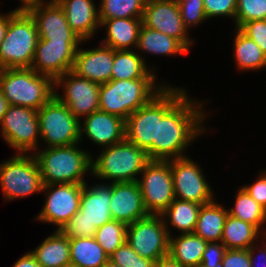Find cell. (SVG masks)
I'll return each mask as SVG.
<instances>
[{"mask_svg":"<svg viewBox=\"0 0 266 267\" xmlns=\"http://www.w3.org/2000/svg\"><path fill=\"white\" fill-rule=\"evenodd\" d=\"M63 8L70 28L85 43L100 28L99 8L94 0H56Z\"/></svg>","mask_w":266,"mask_h":267,"instance_id":"603a6c76","label":"cell"},{"mask_svg":"<svg viewBox=\"0 0 266 267\" xmlns=\"http://www.w3.org/2000/svg\"><path fill=\"white\" fill-rule=\"evenodd\" d=\"M82 42L50 41L38 38L31 69L55 80L71 71Z\"/></svg>","mask_w":266,"mask_h":267,"instance_id":"2e32d148","label":"cell"},{"mask_svg":"<svg viewBox=\"0 0 266 267\" xmlns=\"http://www.w3.org/2000/svg\"><path fill=\"white\" fill-rule=\"evenodd\" d=\"M38 38L36 23L25 9L9 11V25L0 45V69L30 68Z\"/></svg>","mask_w":266,"mask_h":267,"instance_id":"277c9868","label":"cell"},{"mask_svg":"<svg viewBox=\"0 0 266 267\" xmlns=\"http://www.w3.org/2000/svg\"><path fill=\"white\" fill-rule=\"evenodd\" d=\"M31 253L42 267H66L70 265L69 238L55 230Z\"/></svg>","mask_w":266,"mask_h":267,"instance_id":"484cf974","label":"cell"},{"mask_svg":"<svg viewBox=\"0 0 266 267\" xmlns=\"http://www.w3.org/2000/svg\"><path fill=\"white\" fill-rule=\"evenodd\" d=\"M0 89L10 105L38 111L54 97V80L31 68L0 69Z\"/></svg>","mask_w":266,"mask_h":267,"instance_id":"5b68a950","label":"cell"},{"mask_svg":"<svg viewBox=\"0 0 266 267\" xmlns=\"http://www.w3.org/2000/svg\"><path fill=\"white\" fill-rule=\"evenodd\" d=\"M111 182L83 184L80 211L88 221V231L95 237L97 228L112 220L110 213Z\"/></svg>","mask_w":266,"mask_h":267,"instance_id":"44dd1931","label":"cell"},{"mask_svg":"<svg viewBox=\"0 0 266 267\" xmlns=\"http://www.w3.org/2000/svg\"><path fill=\"white\" fill-rule=\"evenodd\" d=\"M140 175L137 182L145 210L152 215L162 214L175 199L171 160H150Z\"/></svg>","mask_w":266,"mask_h":267,"instance_id":"9c48e42d","label":"cell"},{"mask_svg":"<svg viewBox=\"0 0 266 267\" xmlns=\"http://www.w3.org/2000/svg\"><path fill=\"white\" fill-rule=\"evenodd\" d=\"M126 242L138 255L155 262L169 254V234L161 215L149 214L128 224Z\"/></svg>","mask_w":266,"mask_h":267,"instance_id":"8fae6325","label":"cell"},{"mask_svg":"<svg viewBox=\"0 0 266 267\" xmlns=\"http://www.w3.org/2000/svg\"><path fill=\"white\" fill-rule=\"evenodd\" d=\"M154 267H183V266L170 254H167L158 259L155 262Z\"/></svg>","mask_w":266,"mask_h":267,"instance_id":"c3c4849f","label":"cell"},{"mask_svg":"<svg viewBox=\"0 0 266 267\" xmlns=\"http://www.w3.org/2000/svg\"><path fill=\"white\" fill-rule=\"evenodd\" d=\"M82 188L83 184L43 185L41 192H47L46 198L42 210L40 214H37L35 220L54 224L57 227L56 230H61L71 217L79 211Z\"/></svg>","mask_w":266,"mask_h":267,"instance_id":"5bb4252c","label":"cell"},{"mask_svg":"<svg viewBox=\"0 0 266 267\" xmlns=\"http://www.w3.org/2000/svg\"><path fill=\"white\" fill-rule=\"evenodd\" d=\"M233 45L236 67L243 71H256L266 67V55L259 46L239 28H235Z\"/></svg>","mask_w":266,"mask_h":267,"instance_id":"d6a6232c","label":"cell"},{"mask_svg":"<svg viewBox=\"0 0 266 267\" xmlns=\"http://www.w3.org/2000/svg\"><path fill=\"white\" fill-rule=\"evenodd\" d=\"M80 143L46 147L37 150L34 156L38 162L43 185L48 184H85L87 172H92V155L81 150ZM79 146V147H78ZM86 174V175H85Z\"/></svg>","mask_w":266,"mask_h":267,"instance_id":"7a4b0ae2","label":"cell"},{"mask_svg":"<svg viewBox=\"0 0 266 267\" xmlns=\"http://www.w3.org/2000/svg\"><path fill=\"white\" fill-rule=\"evenodd\" d=\"M34 19L43 40L83 42L70 28L63 8L56 0L43 1L25 9Z\"/></svg>","mask_w":266,"mask_h":267,"instance_id":"e0dca14e","label":"cell"},{"mask_svg":"<svg viewBox=\"0 0 266 267\" xmlns=\"http://www.w3.org/2000/svg\"><path fill=\"white\" fill-rule=\"evenodd\" d=\"M142 24L178 39L188 50L195 43L188 37L177 0H146Z\"/></svg>","mask_w":266,"mask_h":267,"instance_id":"9a60e30c","label":"cell"},{"mask_svg":"<svg viewBox=\"0 0 266 267\" xmlns=\"http://www.w3.org/2000/svg\"><path fill=\"white\" fill-rule=\"evenodd\" d=\"M221 267H252L249 249H227Z\"/></svg>","mask_w":266,"mask_h":267,"instance_id":"ee69618b","label":"cell"},{"mask_svg":"<svg viewBox=\"0 0 266 267\" xmlns=\"http://www.w3.org/2000/svg\"><path fill=\"white\" fill-rule=\"evenodd\" d=\"M233 205L228 210L229 215L251 223L266 235V229L263 228V224H266V209L258 204L243 187L238 189Z\"/></svg>","mask_w":266,"mask_h":267,"instance_id":"836d02e7","label":"cell"},{"mask_svg":"<svg viewBox=\"0 0 266 267\" xmlns=\"http://www.w3.org/2000/svg\"><path fill=\"white\" fill-rule=\"evenodd\" d=\"M261 241H262V246H261V248L258 246L259 244H258V242L257 243H255V244H253L250 248H249V257H250V261H251V266L252 267H260V266H257V264H256V262H255V259H257L255 256H258L257 255V252L260 254V257L263 259V260H261L262 261V264H261V266L262 267H266V235H264L263 236V238L261 239ZM260 248V249H258L259 251H257V249L256 248ZM256 254V255H255ZM259 265V264H258Z\"/></svg>","mask_w":266,"mask_h":267,"instance_id":"bcb514c9","label":"cell"},{"mask_svg":"<svg viewBox=\"0 0 266 267\" xmlns=\"http://www.w3.org/2000/svg\"><path fill=\"white\" fill-rule=\"evenodd\" d=\"M40 140L46 147L69 146L80 142V122L55 96L37 111Z\"/></svg>","mask_w":266,"mask_h":267,"instance_id":"ba28073f","label":"cell"},{"mask_svg":"<svg viewBox=\"0 0 266 267\" xmlns=\"http://www.w3.org/2000/svg\"><path fill=\"white\" fill-rule=\"evenodd\" d=\"M157 79L111 80L100 85L99 110L126 120L133 112L148 104L166 86Z\"/></svg>","mask_w":266,"mask_h":267,"instance_id":"3957f363","label":"cell"},{"mask_svg":"<svg viewBox=\"0 0 266 267\" xmlns=\"http://www.w3.org/2000/svg\"><path fill=\"white\" fill-rule=\"evenodd\" d=\"M0 186L5 202L40 193L43 182L34 154L17 153L1 162Z\"/></svg>","mask_w":266,"mask_h":267,"instance_id":"52a82bcc","label":"cell"},{"mask_svg":"<svg viewBox=\"0 0 266 267\" xmlns=\"http://www.w3.org/2000/svg\"><path fill=\"white\" fill-rule=\"evenodd\" d=\"M187 92L168 84L158 94L157 142L146 150L150 160L185 157L190 144L209 131L203 123L208 117L202 107L204 102L190 99Z\"/></svg>","mask_w":266,"mask_h":267,"instance_id":"6da1fadb","label":"cell"},{"mask_svg":"<svg viewBox=\"0 0 266 267\" xmlns=\"http://www.w3.org/2000/svg\"><path fill=\"white\" fill-rule=\"evenodd\" d=\"M146 0H100L99 20L142 18Z\"/></svg>","mask_w":266,"mask_h":267,"instance_id":"e575fe53","label":"cell"},{"mask_svg":"<svg viewBox=\"0 0 266 267\" xmlns=\"http://www.w3.org/2000/svg\"><path fill=\"white\" fill-rule=\"evenodd\" d=\"M2 138L16 153L33 154L39 148L40 139L39 120L37 110L10 105L0 122Z\"/></svg>","mask_w":266,"mask_h":267,"instance_id":"30bf717a","label":"cell"},{"mask_svg":"<svg viewBox=\"0 0 266 267\" xmlns=\"http://www.w3.org/2000/svg\"><path fill=\"white\" fill-rule=\"evenodd\" d=\"M110 213L112 219L127 225L149 215L137 181L111 182Z\"/></svg>","mask_w":266,"mask_h":267,"instance_id":"d6986e66","label":"cell"},{"mask_svg":"<svg viewBox=\"0 0 266 267\" xmlns=\"http://www.w3.org/2000/svg\"><path fill=\"white\" fill-rule=\"evenodd\" d=\"M141 25L142 18L100 20V27H105L107 33L102 44L113 50H132L136 48Z\"/></svg>","mask_w":266,"mask_h":267,"instance_id":"cb8c5ba5","label":"cell"},{"mask_svg":"<svg viewBox=\"0 0 266 267\" xmlns=\"http://www.w3.org/2000/svg\"><path fill=\"white\" fill-rule=\"evenodd\" d=\"M227 248L221 242H208L202 254L201 264L206 267H221Z\"/></svg>","mask_w":266,"mask_h":267,"instance_id":"7bdbcfd3","label":"cell"},{"mask_svg":"<svg viewBox=\"0 0 266 267\" xmlns=\"http://www.w3.org/2000/svg\"><path fill=\"white\" fill-rule=\"evenodd\" d=\"M109 259L120 267H154L155 261L141 257L125 242Z\"/></svg>","mask_w":266,"mask_h":267,"instance_id":"74e56055","label":"cell"},{"mask_svg":"<svg viewBox=\"0 0 266 267\" xmlns=\"http://www.w3.org/2000/svg\"><path fill=\"white\" fill-rule=\"evenodd\" d=\"M98 158H92L91 174L97 179L114 182L137 181L145 165L150 161L146 151L126 138L109 147L102 148Z\"/></svg>","mask_w":266,"mask_h":267,"instance_id":"8992f818","label":"cell"},{"mask_svg":"<svg viewBox=\"0 0 266 267\" xmlns=\"http://www.w3.org/2000/svg\"><path fill=\"white\" fill-rule=\"evenodd\" d=\"M266 19V0H237L235 28L254 20Z\"/></svg>","mask_w":266,"mask_h":267,"instance_id":"8d00e7d4","label":"cell"},{"mask_svg":"<svg viewBox=\"0 0 266 267\" xmlns=\"http://www.w3.org/2000/svg\"><path fill=\"white\" fill-rule=\"evenodd\" d=\"M135 50L162 56H175L188 53L178 39L167 36L157 30L141 25Z\"/></svg>","mask_w":266,"mask_h":267,"instance_id":"4316f807","label":"cell"},{"mask_svg":"<svg viewBox=\"0 0 266 267\" xmlns=\"http://www.w3.org/2000/svg\"><path fill=\"white\" fill-rule=\"evenodd\" d=\"M177 2L182 21L188 31L189 28L206 21L203 0H177Z\"/></svg>","mask_w":266,"mask_h":267,"instance_id":"f35d334b","label":"cell"},{"mask_svg":"<svg viewBox=\"0 0 266 267\" xmlns=\"http://www.w3.org/2000/svg\"><path fill=\"white\" fill-rule=\"evenodd\" d=\"M212 201L201 205L194 233L207 242H221L228 209Z\"/></svg>","mask_w":266,"mask_h":267,"instance_id":"f1b7e54d","label":"cell"},{"mask_svg":"<svg viewBox=\"0 0 266 267\" xmlns=\"http://www.w3.org/2000/svg\"><path fill=\"white\" fill-rule=\"evenodd\" d=\"M69 244L70 265L74 267H102L109 260L95 237L69 238Z\"/></svg>","mask_w":266,"mask_h":267,"instance_id":"1f68e13d","label":"cell"},{"mask_svg":"<svg viewBox=\"0 0 266 267\" xmlns=\"http://www.w3.org/2000/svg\"><path fill=\"white\" fill-rule=\"evenodd\" d=\"M60 231L68 238L94 237L88 231V221L84 218L80 210L71 217Z\"/></svg>","mask_w":266,"mask_h":267,"instance_id":"60d3db41","label":"cell"},{"mask_svg":"<svg viewBox=\"0 0 266 267\" xmlns=\"http://www.w3.org/2000/svg\"><path fill=\"white\" fill-rule=\"evenodd\" d=\"M60 86L63 88V95L57 92ZM99 93V84L79 77L72 71L54 80V96L79 120L99 110Z\"/></svg>","mask_w":266,"mask_h":267,"instance_id":"7c38bea8","label":"cell"},{"mask_svg":"<svg viewBox=\"0 0 266 267\" xmlns=\"http://www.w3.org/2000/svg\"><path fill=\"white\" fill-rule=\"evenodd\" d=\"M239 29L251 38L266 55V19L244 23Z\"/></svg>","mask_w":266,"mask_h":267,"instance_id":"b9f144b4","label":"cell"},{"mask_svg":"<svg viewBox=\"0 0 266 267\" xmlns=\"http://www.w3.org/2000/svg\"><path fill=\"white\" fill-rule=\"evenodd\" d=\"M171 171L175 198L202 205L215 200L202 168L191 157L172 159Z\"/></svg>","mask_w":266,"mask_h":267,"instance_id":"4fadbf2b","label":"cell"},{"mask_svg":"<svg viewBox=\"0 0 266 267\" xmlns=\"http://www.w3.org/2000/svg\"><path fill=\"white\" fill-rule=\"evenodd\" d=\"M259 174L254 183L242 187L258 204L266 209V170L261 169Z\"/></svg>","mask_w":266,"mask_h":267,"instance_id":"f6af8a7d","label":"cell"},{"mask_svg":"<svg viewBox=\"0 0 266 267\" xmlns=\"http://www.w3.org/2000/svg\"><path fill=\"white\" fill-rule=\"evenodd\" d=\"M263 236L264 234L256 226L228 214L222 231L221 243L227 249H249L259 242L258 238L261 239Z\"/></svg>","mask_w":266,"mask_h":267,"instance_id":"f546056e","label":"cell"},{"mask_svg":"<svg viewBox=\"0 0 266 267\" xmlns=\"http://www.w3.org/2000/svg\"><path fill=\"white\" fill-rule=\"evenodd\" d=\"M22 5L18 7L19 9H26L28 6H31L33 4L41 3L44 0H20Z\"/></svg>","mask_w":266,"mask_h":267,"instance_id":"816d5d0a","label":"cell"},{"mask_svg":"<svg viewBox=\"0 0 266 267\" xmlns=\"http://www.w3.org/2000/svg\"><path fill=\"white\" fill-rule=\"evenodd\" d=\"M207 241L195 233L169 237V254L183 267H194L201 263Z\"/></svg>","mask_w":266,"mask_h":267,"instance_id":"4dcf8cb0","label":"cell"},{"mask_svg":"<svg viewBox=\"0 0 266 267\" xmlns=\"http://www.w3.org/2000/svg\"><path fill=\"white\" fill-rule=\"evenodd\" d=\"M158 95L125 120L126 139L146 151L157 142Z\"/></svg>","mask_w":266,"mask_h":267,"instance_id":"7402d4cb","label":"cell"},{"mask_svg":"<svg viewBox=\"0 0 266 267\" xmlns=\"http://www.w3.org/2000/svg\"><path fill=\"white\" fill-rule=\"evenodd\" d=\"M127 224L114 219L97 228L95 239L110 256L126 242Z\"/></svg>","mask_w":266,"mask_h":267,"instance_id":"d590c367","label":"cell"},{"mask_svg":"<svg viewBox=\"0 0 266 267\" xmlns=\"http://www.w3.org/2000/svg\"><path fill=\"white\" fill-rule=\"evenodd\" d=\"M80 122V142L82 136L103 148L114 145L126 138L125 120L117 115L97 110Z\"/></svg>","mask_w":266,"mask_h":267,"instance_id":"ac0fdd59","label":"cell"},{"mask_svg":"<svg viewBox=\"0 0 266 267\" xmlns=\"http://www.w3.org/2000/svg\"><path fill=\"white\" fill-rule=\"evenodd\" d=\"M9 106L10 104L8 100L6 99V97L4 96V94L0 89V122L4 114L7 112Z\"/></svg>","mask_w":266,"mask_h":267,"instance_id":"f907efd6","label":"cell"},{"mask_svg":"<svg viewBox=\"0 0 266 267\" xmlns=\"http://www.w3.org/2000/svg\"><path fill=\"white\" fill-rule=\"evenodd\" d=\"M194 267H206V266H204L203 264H198V265H196V266H194Z\"/></svg>","mask_w":266,"mask_h":267,"instance_id":"db71d44e","label":"cell"},{"mask_svg":"<svg viewBox=\"0 0 266 267\" xmlns=\"http://www.w3.org/2000/svg\"><path fill=\"white\" fill-rule=\"evenodd\" d=\"M142 57L133 49L114 50L111 80L157 79L153 68Z\"/></svg>","mask_w":266,"mask_h":267,"instance_id":"d4e9b609","label":"cell"},{"mask_svg":"<svg viewBox=\"0 0 266 267\" xmlns=\"http://www.w3.org/2000/svg\"><path fill=\"white\" fill-rule=\"evenodd\" d=\"M201 205L175 198L168 208L160 214L169 237L172 236L170 225L178 232L180 231V234L194 233Z\"/></svg>","mask_w":266,"mask_h":267,"instance_id":"83f0119b","label":"cell"},{"mask_svg":"<svg viewBox=\"0 0 266 267\" xmlns=\"http://www.w3.org/2000/svg\"><path fill=\"white\" fill-rule=\"evenodd\" d=\"M237 0H203L207 20L227 16L235 19Z\"/></svg>","mask_w":266,"mask_h":267,"instance_id":"ab89813d","label":"cell"},{"mask_svg":"<svg viewBox=\"0 0 266 267\" xmlns=\"http://www.w3.org/2000/svg\"><path fill=\"white\" fill-rule=\"evenodd\" d=\"M13 267H42L30 252L22 255L13 265Z\"/></svg>","mask_w":266,"mask_h":267,"instance_id":"7dc6e473","label":"cell"},{"mask_svg":"<svg viewBox=\"0 0 266 267\" xmlns=\"http://www.w3.org/2000/svg\"><path fill=\"white\" fill-rule=\"evenodd\" d=\"M9 25V12L7 14L0 13V45L5 38V34Z\"/></svg>","mask_w":266,"mask_h":267,"instance_id":"681fc988","label":"cell"},{"mask_svg":"<svg viewBox=\"0 0 266 267\" xmlns=\"http://www.w3.org/2000/svg\"><path fill=\"white\" fill-rule=\"evenodd\" d=\"M114 50L103 45L94 49H77L72 72L99 85L111 81Z\"/></svg>","mask_w":266,"mask_h":267,"instance_id":"ffe728a7","label":"cell"},{"mask_svg":"<svg viewBox=\"0 0 266 267\" xmlns=\"http://www.w3.org/2000/svg\"><path fill=\"white\" fill-rule=\"evenodd\" d=\"M102 267H120L118 264H115L110 259Z\"/></svg>","mask_w":266,"mask_h":267,"instance_id":"f5cc1de1","label":"cell"}]
</instances>
